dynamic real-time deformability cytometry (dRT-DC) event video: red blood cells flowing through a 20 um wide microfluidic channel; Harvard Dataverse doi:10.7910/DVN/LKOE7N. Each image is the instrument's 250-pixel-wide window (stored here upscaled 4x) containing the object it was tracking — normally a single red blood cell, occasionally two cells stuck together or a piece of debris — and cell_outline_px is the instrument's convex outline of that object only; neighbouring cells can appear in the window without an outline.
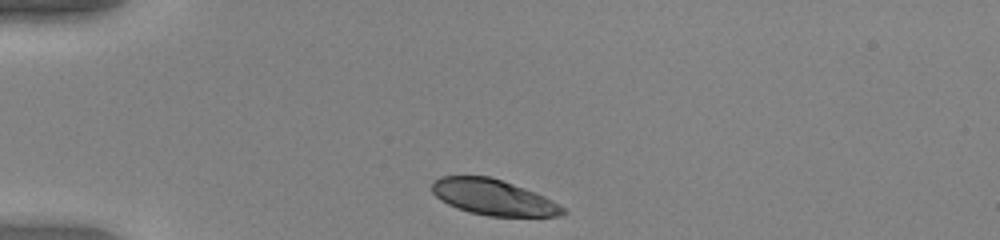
{"species": "human", "species_latin": "Homo sapiens", "temperature_condition": "warm", "stored_images_in_passage": 33, "camera_frame_rate_fps": 3000, "um_per_image_px": 0.085, "donor": {"sex": "female"}, "frame": {"image": 1, "passage_image": 1, "time_ms": 0.0, "image_size_px": [1000, 240], "cell_outline_px": [[568, 212], [560, 216], [488, 216], [468, 212], [456, 208], [440, 200], [432, 192], [432, 184], [440, 176], [488, 176], [536, 192], [560, 204]], "centroid_in_image_um": [41.94, 16.78], "position_along_channel_um": 43.1, "area_um2": 27.17}}
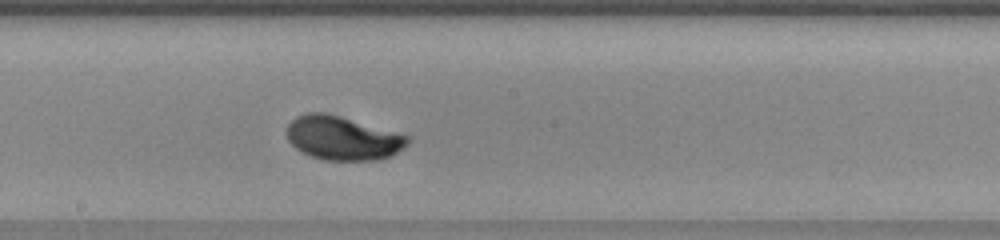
{"frame": {"image": 2, "passage_image": 17, "time_ms": 5.333, "image_size_px": [1000, 240], "cell_outline_px": [[412, 140], [404, 148], [388, 156], [376, 160], [324, 160], [312, 156], [296, 148], [288, 140], [288, 124], [296, 116], [308, 112], [324, 112], [412, 136]], "centroid_in_image_um": [29.16, 11.73], "position_along_channel_um": 219.0, "area_um2": 30.69}}
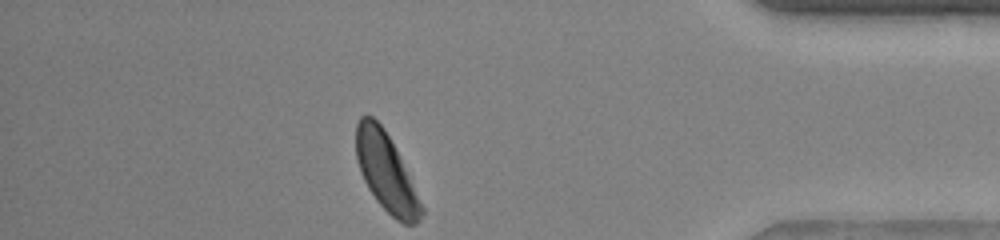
{"frame": {"image": 3, "passage_image": 33, "time_ms": 10.667, "image_size_px": [1000, 240], "cell_outline_px": [[424, 212], [420, 220], [416, 224], [404, 224], [396, 220], [376, 200], [368, 188], [360, 172], [356, 160], [356, 124], [360, 116], [372, 116], [384, 128], [424, 208]], "centroid_in_image_um": [32.79, 14.66], "position_along_channel_um": 402.4, "area_um2": 29.02}, "authors_computed_cell_mechanics": {"area_um2": 29.7092, "velocity_mm_per_s": 4.0219, "shape_relaxation_time_tau1_ms": 1.8663, "shape_relaxation_time_tau2_ms": null, "deformation_change_tau1": 0.1473, "deformation_change_tau2": null}}